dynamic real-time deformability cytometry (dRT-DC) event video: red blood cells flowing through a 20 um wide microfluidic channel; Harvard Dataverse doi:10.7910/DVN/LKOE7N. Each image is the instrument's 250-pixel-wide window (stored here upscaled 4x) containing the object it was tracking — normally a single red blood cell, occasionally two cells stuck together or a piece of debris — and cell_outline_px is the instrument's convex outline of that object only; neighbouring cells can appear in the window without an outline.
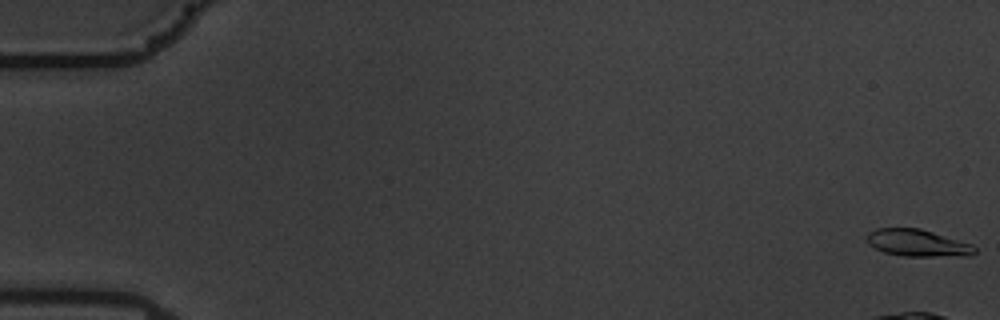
{"species": "common noctule bat (a hibernating species)", "species_latin": "Nyctalus noctula", "temperature_condition": "warm", "stored_images_in_passage": 8, "camera_frame_rate_fps": 3000, "um_per_image_px": 0.085, "animal": {"sex": "male", "body_mass_g": 19.5, "forearm_length_mm": 54.6}, "frame": {"image": 1, "passage_image": 1, "time_ms": 0.0, "image_size_px": [1000, 320], "cell_outline_px": [[976, 252], [972, 256], [904, 256], [884, 252], [868, 244], [868, 232], [876, 228], [920, 228], [972, 244], [976, 248]], "centroid_in_image_um": [78.02, 20.65], "position_along_channel_um": 7.0, "area_um2": 16.94}}